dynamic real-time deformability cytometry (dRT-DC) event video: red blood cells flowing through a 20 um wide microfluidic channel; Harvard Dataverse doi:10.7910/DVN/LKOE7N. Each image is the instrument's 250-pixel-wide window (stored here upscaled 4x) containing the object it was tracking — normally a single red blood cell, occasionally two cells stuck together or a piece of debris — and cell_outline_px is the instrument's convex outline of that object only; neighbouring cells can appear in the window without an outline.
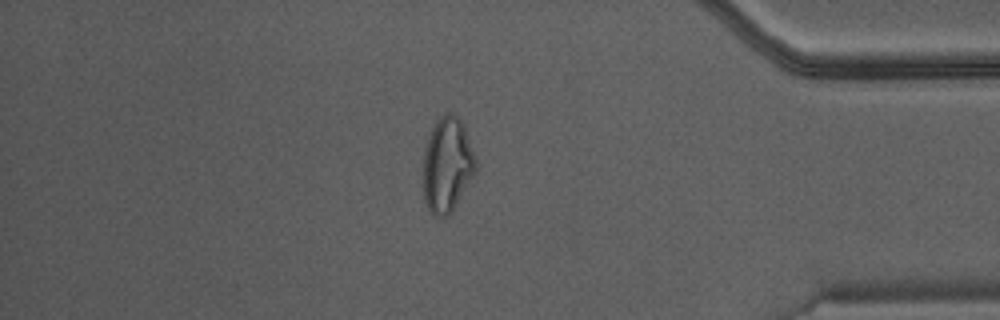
{"species": "Egyptian fruit bat (a non-hibernating species)", "species_latin": "Rousettus aegyptiacus", "temperature_condition": "warm", "stored_images_in_passage": 46, "camera_frame_rate_fps": 3000, "um_per_image_px": 0.085, "animal": {"sex": "male"}, "frame": {"image": 1, "passage_image": 40, "time_ms": 13.0, "image_size_px": [1000, 320], "cell_outline_px": [[476, 172], [452, 212], [448, 216], [436, 216], [428, 208], [424, 200], [424, 152], [428, 136], [432, 124], [440, 116], [448, 112], [452, 112], [464, 124], [476, 160]], "centroid_in_image_um": [38.02, 13.98], "position_along_channel_um": 397.2, "area_um2": 29.13}}